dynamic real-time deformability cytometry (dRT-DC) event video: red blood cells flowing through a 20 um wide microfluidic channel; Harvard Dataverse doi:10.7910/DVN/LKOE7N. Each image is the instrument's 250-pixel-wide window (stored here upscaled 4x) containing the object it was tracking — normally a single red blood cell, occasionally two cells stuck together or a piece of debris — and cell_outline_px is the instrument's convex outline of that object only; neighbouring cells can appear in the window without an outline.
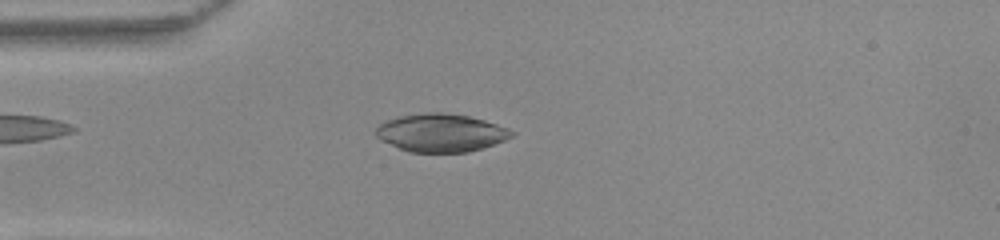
{"species": "common noctule bat (a hibernating species)", "species_latin": "Nyctalus noctula", "temperature_condition": "warm", "stored_images_in_passage": 50, "camera_frame_rate_fps": 3000, "um_per_image_px": 0.085, "animal": {"sex": "female", "body_mass_g": 22.0, "forearm_length_mm": 56.7}, "frame": {"image": 1, "passage_image": 13, "time_ms": 4.0, "image_size_px": [1000, 240], "cell_outline_px": [[516, 132], [512, 136], [504, 140], [468, 152], [408, 152], [376, 136], [372, 132], [380, 124], [388, 120], [400, 116], [428, 112], [444, 112], [468, 116], [484, 120], [508, 128]], "centroid_in_image_um": [37.48, 11.28], "position_along_channel_um": 47.5, "area_um2": 29.77}}
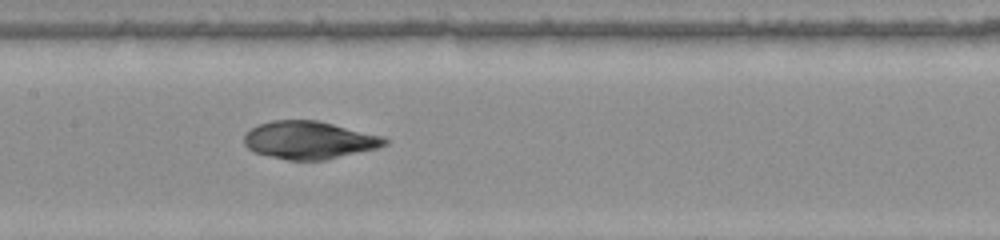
{"frame": {"image": 2, "passage_image": 24, "time_ms": 7.667, "image_size_px": [1000, 240], "cell_outline_px": [[388, 144], [376, 148], [324, 160], [288, 160], [252, 152], [244, 144], [244, 136], [252, 128], [260, 124], [272, 120], [316, 120], [384, 136], [388, 140]], "centroid_in_image_um": [26.27, 11.91], "position_along_channel_um": 181.1, "area_um2": 30.75}}
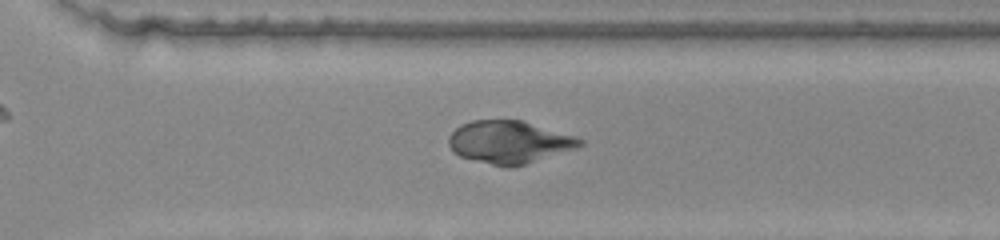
{"frame": {"image": 3, "passage_image": 35, "time_ms": 11.333, "image_size_px": [1000, 240], "cell_outline_px": [[584, 144], [576, 148], [512, 168], [504, 168], [460, 156], [452, 152], [448, 144], [448, 136], [460, 124], [472, 120], [524, 120], [576, 136], [584, 140]], "centroid_in_image_um": [43.28, 12.07], "position_along_channel_um": 327.3, "area_um2": 32.89}}